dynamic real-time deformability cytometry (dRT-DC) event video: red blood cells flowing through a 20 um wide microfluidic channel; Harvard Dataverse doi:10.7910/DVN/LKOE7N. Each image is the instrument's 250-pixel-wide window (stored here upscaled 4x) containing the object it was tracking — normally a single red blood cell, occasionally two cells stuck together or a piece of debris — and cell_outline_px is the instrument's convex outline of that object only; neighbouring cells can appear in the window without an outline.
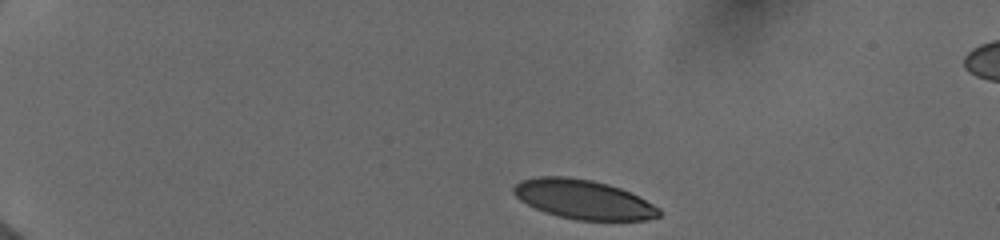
{"species": "human", "species_latin": "Homo sapiens", "temperature_condition": "cold", "stored_images_in_passage": 20, "camera_frame_rate_fps": 3000, "um_per_image_px": 0.085, "donor": {"sex": "female"}, "frame": {"image": 1, "passage_image": 1, "time_ms": 0.0, "image_size_px": [1000, 240], "cell_outline_px": [[660, 216], [648, 220], [576, 220], [544, 212], [520, 200], [512, 192], [512, 188], [520, 180], [536, 176], [568, 176], [592, 180], [608, 184], [620, 188], [660, 208]], "centroid_in_image_um": [49.55, 16.94], "position_along_channel_um": 35.4, "area_um2": 33.18}}
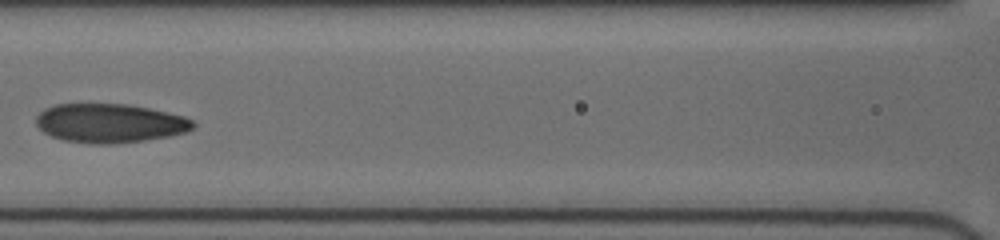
{"frame": {"image": 2, "passage_image": 15, "time_ms": 5.333, "image_size_px": [1000, 240], "cell_outline_px": [[196, 128], [188, 132], [172, 136], [144, 140], [112, 144], [88, 144], [64, 140], [52, 136], [44, 132], [36, 124], [36, 116], [44, 108], [56, 104], [124, 104], [148, 108], [184, 116], [192, 120], [196, 124]], "centroid_in_image_um": [9.36, 10.48], "position_along_channel_um": 157.2, "area_um2": 35.84}}
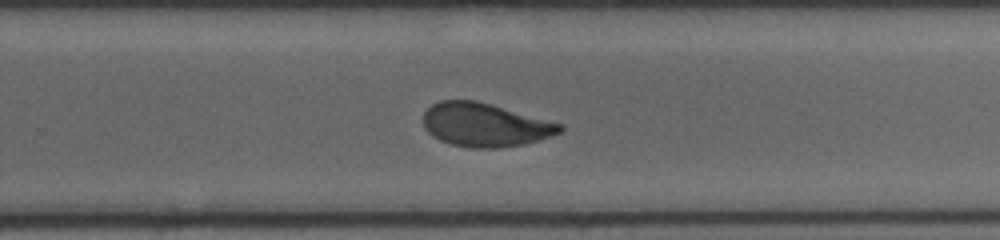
{"frame": {"image": 3, "passage_image": 20, "time_ms": 8.667, "image_size_px": [1000, 240], "cell_outline_px": [[564, 128], [560, 132], [524, 144], [496, 148], [468, 148], [452, 144], [440, 140], [432, 136], [424, 128], [424, 112], [432, 104], [440, 100], [476, 100], [564, 124]], "centroid_in_image_um": [41.2, 10.61], "position_along_channel_um": 288.6, "area_um2": 34.56}}